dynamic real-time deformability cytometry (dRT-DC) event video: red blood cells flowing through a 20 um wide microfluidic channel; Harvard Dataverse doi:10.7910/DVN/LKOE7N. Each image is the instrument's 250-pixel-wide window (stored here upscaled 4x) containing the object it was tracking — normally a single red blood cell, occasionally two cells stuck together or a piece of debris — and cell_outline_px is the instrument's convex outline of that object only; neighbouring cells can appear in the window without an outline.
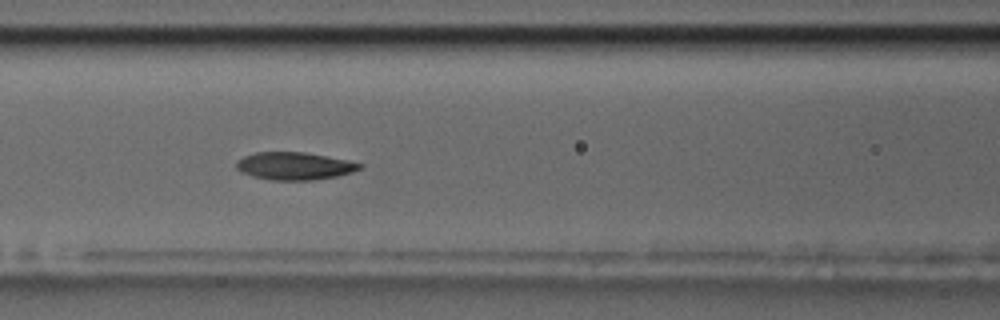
{"species": "common noctule bat (a hibernating species)", "species_latin": "Nyctalus noctula", "temperature_condition": "room temperature", "stored_images_in_passage": 43, "camera_frame_rate_fps": 3000, "um_per_image_px": 0.085, "animal": {"sex": "male", "body_mass_g": 17.5, "forearm_length_mm": 52.3}, "frame": {"image": 1, "passage_image": 17, "time_ms": 5.333, "image_size_px": [1000, 320], "cell_outline_px": [[364, 164], [360, 168], [352, 172], [336, 176], [316, 180], [272, 180], [252, 176], [240, 172], [236, 168], [236, 160], [244, 156], [256, 152], [304, 152], [348, 160]], "centroid_in_image_um": [25.0, 14.11], "position_along_channel_um": 141.6, "area_um2": 19.88}}
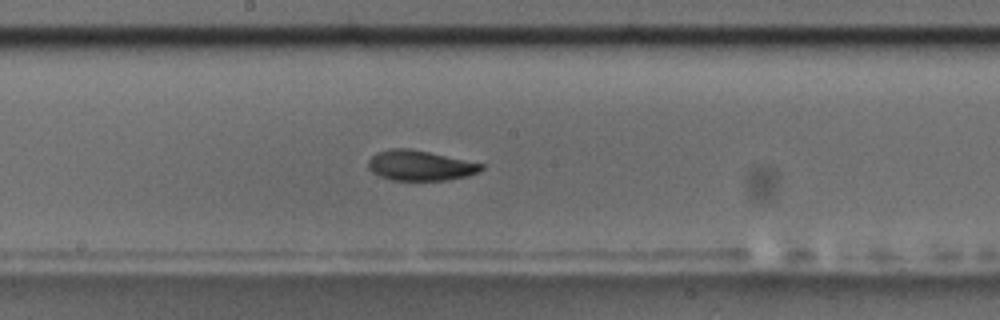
{"frame": {"image": 2, "passage_image": 23, "time_ms": 7.333, "image_size_px": [1000, 320], "cell_outline_px": [[484, 168], [480, 172], [468, 176], [448, 180], [392, 180], [380, 176], [372, 172], [368, 168], [368, 160], [376, 152], [392, 148], [408, 148], [428, 152], [484, 164]], "centroid_in_image_um": [35.71, 14.07], "position_along_channel_um": 212.5, "area_um2": 19.88}}
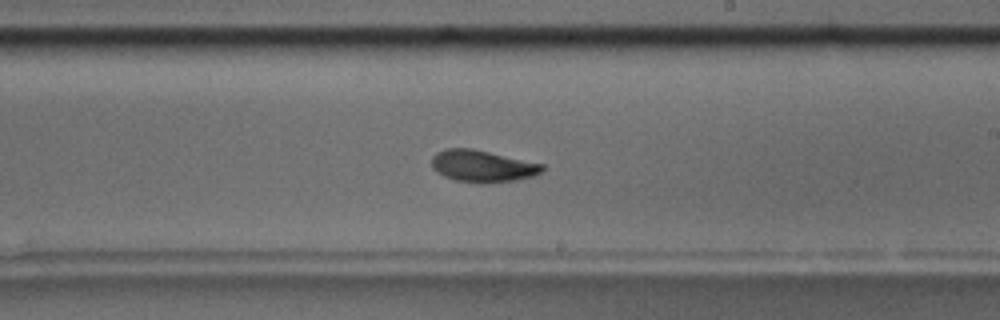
{"frame": {"image": 3, "passage_image": 26, "time_ms": 8.333, "image_size_px": [1000, 320], "cell_outline_px": [[544, 172], [532, 176], [516, 180], [484, 184], [480, 184], [456, 180], [444, 176], [436, 172], [432, 168], [432, 156], [436, 152], [444, 148], [472, 148], [544, 164]], "centroid_in_image_um": [41.0, 14.12], "position_along_channel_um": 248.0, "area_um2": 20.81}, "authors_computed_cell_mechanics": {"area_um2": 19.9988, "velocity_mm_per_s": 3.5677, "shape_relaxation_time_tau1_ms": 5.0329, "shape_relaxation_time_tau2_ms": 2.7552, "deformation_change_tau1": 0.1372, "deformation_change_tau2": 0.0717}}